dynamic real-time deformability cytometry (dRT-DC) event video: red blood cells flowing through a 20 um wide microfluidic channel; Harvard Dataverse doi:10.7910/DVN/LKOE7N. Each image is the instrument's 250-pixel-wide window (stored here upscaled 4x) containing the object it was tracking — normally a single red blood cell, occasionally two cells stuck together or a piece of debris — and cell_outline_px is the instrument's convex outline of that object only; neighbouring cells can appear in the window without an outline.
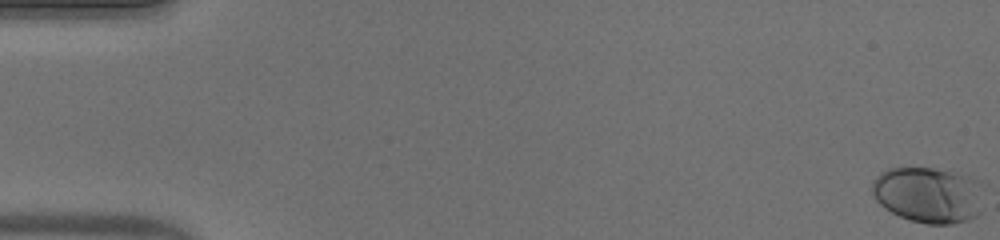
{"species": "human", "species_latin": "Homo sapiens", "temperature_condition": "warm", "stored_images_in_passage": 55, "camera_frame_rate_fps": 3000, "um_per_image_px": 0.085, "donor": {"sex": "male"}, "frame": {"image": 1, "passage_image": 1, "time_ms": 0.0, "image_size_px": [1000, 240], "cell_outline_px": [[980, 212], [976, 216], [968, 220], [952, 224], [928, 224], [912, 220], [900, 216], [884, 208], [876, 200], [872, 192], [872, 180], [880, 172], [888, 168], [932, 168], [968, 176], [980, 180]], "centroid_in_image_um": [78.88, 16.56], "position_along_channel_um": 6.1, "area_um2": 36.24}}
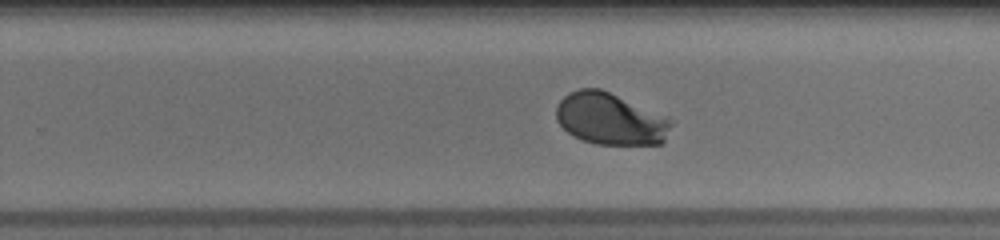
{"frame": {"image": 2, "passage_image": 35, "time_ms": 11.333, "image_size_px": [1000, 240], "cell_outline_px": [[672, 124], [664, 144], [596, 144], [572, 136], [556, 120], [556, 108], [560, 100], [568, 92], [580, 88], [600, 88], [668, 116], [672, 120]], "centroid_in_image_um": [51.9, 10.1], "position_along_channel_um": 277.9, "area_um2": 34.97}}
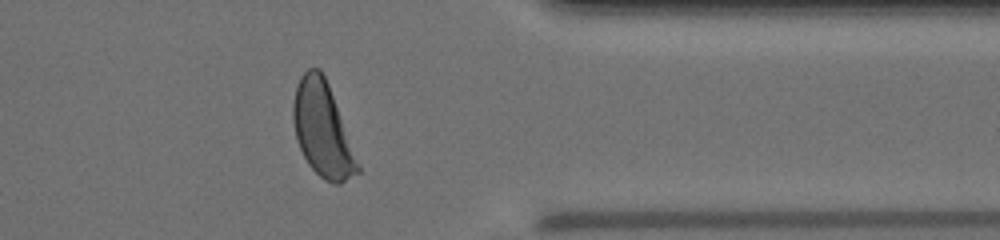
{"frame": {"image": 3, "passage_image": 44, "time_ms": 14.333, "image_size_px": [1000, 240], "cell_outline_px": [[360, 172], [340, 184], [336, 184], [324, 180], [308, 164], [296, 140], [292, 120], [292, 104], [296, 84], [300, 76], [308, 68], [320, 68], [328, 84], [360, 164]], "centroid_in_image_um": [27.39, 11.01], "position_along_channel_um": 384.0, "area_um2": 35.49}, "authors_computed_cell_mechanics": {"area_um2": 34.6222, "velocity_mm_per_s": 3.8849, "shape_relaxation_time_tau1_ms": 2.5603, "shape_relaxation_time_tau2_ms": null, "deformation_change_tau1": 0.1463, "deformation_change_tau2": null}}